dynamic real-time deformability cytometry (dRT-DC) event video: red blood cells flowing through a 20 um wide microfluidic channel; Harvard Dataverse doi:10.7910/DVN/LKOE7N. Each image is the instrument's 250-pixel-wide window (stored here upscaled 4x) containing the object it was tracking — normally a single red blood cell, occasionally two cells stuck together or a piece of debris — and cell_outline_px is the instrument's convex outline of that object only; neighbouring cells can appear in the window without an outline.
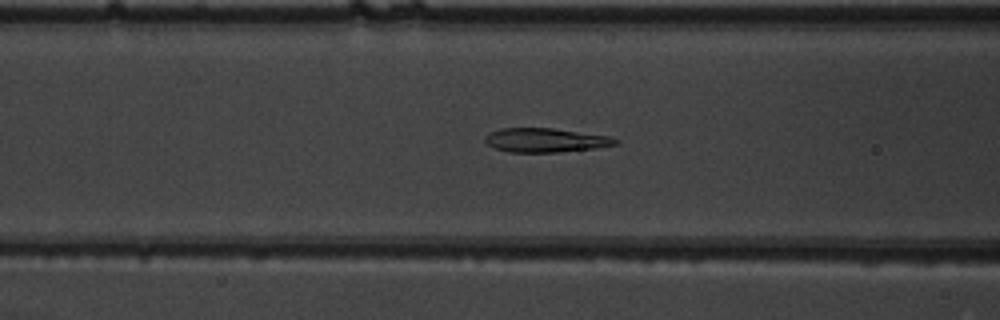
{"species": "common noctule bat (a hibernating species)", "species_latin": "Nyctalus noctula", "temperature_condition": "warm", "stored_images_in_passage": 51, "camera_frame_rate_fps": 3000, "um_per_image_px": 0.085, "animal": {"sex": "male", "body_mass_g": 19.5, "forearm_length_mm": 54.6}, "frame": {"image": 1, "passage_image": 20, "time_ms": 6.333, "image_size_px": [1000, 320], "cell_outline_px": [[620, 144], [596, 148], [560, 152], [508, 152], [496, 148], [488, 144], [484, 140], [484, 136], [500, 128], [552, 128], [608, 136], [620, 140]], "centroid_in_image_um": [46.4, 11.92], "position_along_channel_um": 120.2, "area_um2": 18.26}}
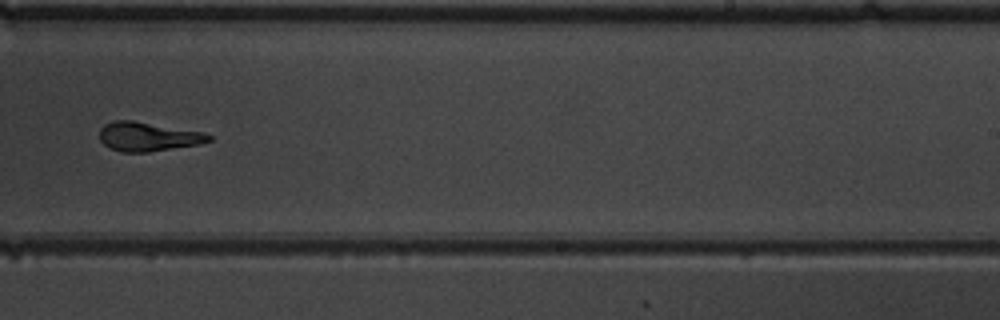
{"frame": {"image": 2, "passage_image": 32, "time_ms": 10.333, "image_size_px": [1000, 320], "cell_outline_px": [[212, 140], [200, 144], [148, 152], [120, 152], [104, 144], [100, 140], [100, 128], [104, 124], [116, 120], [132, 120], [204, 132], [212, 136]], "centroid_in_image_um": [12.59, 11.61], "position_along_channel_um": 276.4, "area_um2": 18.5}}
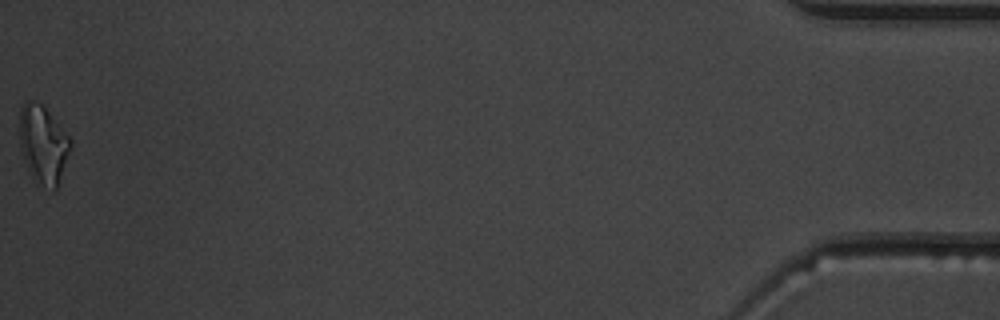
{"frame": {"image": 3, "passage_image": 51, "time_ms": 16.667, "image_size_px": [1000, 320], "cell_outline_px": [[72, 144], [56, 188], [52, 192], [36, 184], [28, 168], [20, 144], [20, 108], [24, 100], [32, 100], [40, 104], [44, 108], [72, 140]], "centroid_in_image_um": [3.66, 12.3], "position_along_channel_um": 431.5, "area_um2": 22.77}, "authors_computed_cell_mechanics": {"area_um2": 18.785, "velocity_mm_per_s": 3.9113, "shape_relaxation_time_tau1_ms": 5.0352, "shape_relaxation_time_tau2_ms": 0.8962, "deformation_change_tau1": 0.1765, "deformation_change_tau2": 0.0612}}